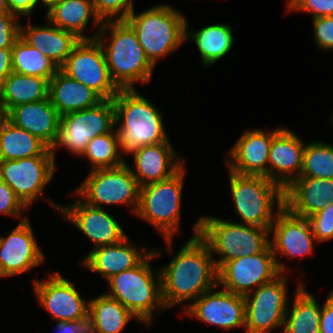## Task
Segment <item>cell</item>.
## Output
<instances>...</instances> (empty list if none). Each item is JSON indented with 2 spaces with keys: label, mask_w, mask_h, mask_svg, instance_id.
Listing matches in <instances>:
<instances>
[{
  "label": "cell",
  "mask_w": 333,
  "mask_h": 333,
  "mask_svg": "<svg viewBox=\"0 0 333 333\" xmlns=\"http://www.w3.org/2000/svg\"><path fill=\"white\" fill-rule=\"evenodd\" d=\"M200 218L194 235L169 264L160 268L161 293L165 308L195 301L204 292L218 287V269L209 245L199 236Z\"/></svg>",
  "instance_id": "1"
},
{
  "label": "cell",
  "mask_w": 333,
  "mask_h": 333,
  "mask_svg": "<svg viewBox=\"0 0 333 333\" xmlns=\"http://www.w3.org/2000/svg\"><path fill=\"white\" fill-rule=\"evenodd\" d=\"M108 30L111 41L104 43ZM96 39L103 48L111 78L120 89H133L134 83L151 80L154 65L125 20L103 22Z\"/></svg>",
  "instance_id": "2"
},
{
  "label": "cell",
  "mask_w": 333,
  "mask_h": 333,
  "mask_svg": "<svg viewBox=\"0 0 333 333\" xmlns=\"http://www.w3.org/2000/svg\"><path fill=\"white\" fill-rule=\"evenodd\" d=\"M112 101L115 125L122 123L116 130L122 155L131 154L146 145L170 142L162 113L135 88L120 89Z\"/></svg>",
  "instance_id": "3"
},
{
  "label": "cell",
  "mask_w": 333,
  "mask_h": 333,
  "mask_svg": "<svg viewBox=\"0 0 333 333\" xmlns=\"http://www.w3.org/2000/svg\"><path fill=\"white\" fill-rule=\"evenodd\" d=\"M160 251L152 249L137 266L107 280L111 292L106 295L118 300L137 321L147 326L152 323L154 310L166 309L162 300L160 271L153 273L149 263L162 254Z\"/></svg>",
  "instance_id": "4"
},
{
  "label": "cell",
  "mask_w": 333,
  "mask_h": 333,
  "mask_svg": "<svg viewBox=\"0 0 333 333\" xmlns=\"http://www.w3.org/2000/svg\"><path fill=\"white\" fill-rule=\"evenodd\" d=\"M125 21L135 31L154 66L159 58L174 52L186 42V18L169 5L159 4L138 14L133 11Z\"/></svg>",
  "instance_id": "5"
},
{
  "label": "cell",
  "mask_w": 333,
  "mask_h": 333,
  "mask_svg": "<svg viewBox=\"0 0 333 333\" xmlns=\"http://www.w3.org/2000/svg\"><path fill=\"white\" fill-rule=\"evenodd\" d=\"M270 228H261L218 217H201L199 236L209 245L211 253L220 254L214 260L217 269L225 262L262 253L269 245Z\"/></svg>",
  "instance_id": "6"
},
{
  "label": "cell",
  "mask_w": 333,
  "mask_h": 333,
  "mask_svg": "<svg viewBox=\"0 0 333 333\" xmlns=\"http://www.w3.org/2000/svg\"><path fill=\"white\" fill-rule=\"evenodd\" d=\"M229 182L241 224L270 228L277 215L273 214L275 201L278 208L284 206V190L263 175H241L230 170Z\"/></svg>",
  "instance_id": "7"
},
{
  "label": "cell",
  "mask_w": 333,
  "mask_h": 333,
  "mask_svg": "<svg viewBox=\"0 0 333 333\" xmlns=\"http://www.w3.org/2000/svg\"><path fill=\"white\" fill-rule=\"evenodd\" d=\"M184 174L185 168L182 167L170 178L143 185L139 190L135 214L164 235L170 252L173 251V235L179 231Z\"/></svg>",
  "instance_id": "8"
},
{
  "label": "cell",
  "mask_w": 333,
  "mask_h": 333,
  "mask_svg": "<svg viewBox=\"0 0 333 333\" xmlns=\"http://www.w3.org/2000/svg\"><path fill=\"white\" fill-rule=\"evenodd\" d=\"M140 186L127 162L115 168L90 170L86 180L74 194L86 204L101 208V204L129 205L136 213Z\"/></svg>",
  "instance_id": "9"
},
{
  "label": "cell",
  "mask_w": 333,
  "mask_h": 333,
  "mask_svg": "<svg viewBox=\"0 0 333 333\" xmlns=\"http://www.w3.org/2000/svg\"><path fill=\"white\" fill-rule=\"evenodd\" d=\"M115 126L112 99L102 100L93 107L61 116L58 137L51 148L54 159V152L61 146L81 156L93 138L111 132Z\"/></svg>",
  "instance_id": "10"
},
{
  "label": "cell",
  "mask_w": 333,
  "mask_h": 333,
  "mask_svg": "<svg viewBox=\"0 0 333 333\" xmlns=\"http://www.w3.org/2000/svg\"><path fill=\"white\" fill-rule=\"evenodd\" d=\"M59 69L103 100L113 99L120 90L111 78L103 48L96 38L81 39Z\"/></svg>",
  "instance_id": "11"
},
{
  "label": "cell",
  "mask_w": 333,
  "mask_h": 333,
  "mask_svg": "<svg viewBox=\"0 0 333 333\" xmlns=\"http://www.w3.org/2000/svg\"><path fill=\"white\" fill-rule=\"evenodd\" d=\"M286 276L282 273L274 280L256 288L254 294L244 296L246 304V333H268L283 327L287 313L288 293Z\"/></svg>",
  "instance_id": "12"
},
{
  "label": "cell",
  "mask_w": 333,
  "mask_h": 333,
  "mask_svg": "<svg viewBox=\"0 0 333 333\" xmlns=\"http://www.w3.org/2000/svg\"><path fill=\"white\" fill-rule=\"evenodd\" d=\"M281 274L272 248L269 245L262 253L239 257L223 263L218 268V286L231 293L246 296L252 286L274 280Z\"/></svg>",
  "instance_id": "13"
},
{
  "label": "cell",
  "mask_w": 333,
  "mask_h": 333,
  "mask_svg": "<svg viewBox=\"0 0 333 333\" xmlns=\"http://www.w3.org/2000/svg\"><path fill=\"white\" fill-rule=\"evenodd\" d=\"M55 168L53 155H38L19 160L0 161V178L29 208L50 183Z\"/></svg>",
  "instance_id": "14"
},
{
  "label": "cell",
  "mask_w": 333,
  "mask_h": 333,
  "mask_svg": "<svg viewBox=\"0 0 333 333\" xmlns=\"http://www.w3.org/2000/svg\"><path fill=\"white\" fill-rule=\"evenodd\" d=\"M34 291L39 304L58 322H88L89 302L58 272L47 281L34 280Z\"/></svg>",
  "instance_id": "15"
},
{
  "label": "cell",
  "mask_w": 333,
  "mask_h": 333,
  "mask_svg": "<svg viewBox=\"0 0 333 333\" xmlns=\"http://www.w3.org/2000/svg\"><path fill=\"white\" fill-rule=\"evenodd\" d=\"M270 234H273L270 246L281 273L286 270V267L277 259L279 253L287 257H302L313 252V242L316 238L309 219L294 215L285 206L278 208L275 220L270 227Z\"/></svg>",
  "instance_id": "16"
},
{
  "label": "cell",
  "mask_w": 333,
  "mask_h": 333,
  "mask_svg": "<svg viewBox=\"0 0 333 333\" xmlns=\"http://www.w3.org/2000/svg\"><path fill=\"white\" fill-rule=\"evenodd\" d=\"M204 292L189 305H185L186 313L198 320L230 330L246 323V304L244 296L227 290Z\"/></svg>",
  "instance_id": "17"
},
{
  "label": "cell",
  "mask_w": 333,
  "mask_h": 333,
  "mask_svg": "<svg viewBox=\"0 0 333 333\" xmlns=\"http://www.w3.org/2000/svg\"><path fill=\"white\" fill-rule=\"evenodd\" d=\"M50 204L63 213L64 219L75 224L96 245L94 248L113 245L127 237L118 221L103 207H92L82 199L70 206Z\"/></svg>",
  "instance_id": "18"
},
{
  "label": "cell",
  "mask_w": 333,
  "mask_h": 333,
  "mask_svg": "<svg viewBox=\"0 0 333 333\" xmlns=\"http://www.w3.org/2000/svg\"><path fill=\"white\" fill-rule=\"evenodd\" d=\"M29 222L24 217L9 236H0V277L29 272L43 262L44 255Z\"/></svg>",
  "instance_id": "19"
},
{
  "label": "cell",
  "mask_w": 333,
  "mask_h": 333,
  "mask_svg": "<svg viewBox=\"0 0 333 333\" xmlns=\"http://www.w3.org/2000/svg\"><path fill=\"white\" fill-rule=\"evenodd\" d=\"M281 129L277 127L268 133L261 129L244 132L228 153L231 157V161H226L228 170L241 175H263L268 178L270 145Z\"/></svg>",
  "instance_id": "20"
},
{
  "label": "cell",
  "mask_w": 333,
  "mask_h": 333,
  "mask_svg": "<svg viewBox=\"0 0 333 333\" xmlns=\"http://www.w3.org/2000/svg\"><path fill=\"white\" fill-rule=\"evenodd\" d=\"M305 145L298 135L288 128H282L271 142L268 178L283 190L300 177Z\"/></svg>",
  "instance_id": "21"
},
{
  "label": "cell",
  "mask_w": 333,
  "mask_h": 333,
  "mask_svg": "<svg viewBox=\"0 0 333 333\" xmlns=\"http://www.w3.org/2000/svg\"><path fill=\"white\" fill-rule=\"evenodd\" d=\"M5 117L15 126L35 135L48 148L57 140L61 115L49 98L20 104L11 108Z\"/></svg>",
  "instance_id": "22"
},
{
  "label": "cell",
  "mask_w": 333,
  "mask_h": 333,
  "mask_svg": "<svg viewBox=\"0 0 333 333\" xmlns=\"http://www.w3.org/2000/svg\"><path fill=\"white\" fill-rule=\"evenodd\" d=\"M333 204V179L300 176L284 190V206L294 215L309 218Z\"/></svg>",
  "instance_id": "23"
},
{
  "label": "cell",
  "mask_w": 333,
  "mask_h": 333,
  "mask_svg": "<svg viewBox=\"0 0 333 333\" xmlns=\"http://www.w3.org/2000/svg\"><path fill=\"white\" fill-rule=\"evenodd\" d=\"M136 172L132 173L138 185L158 182L170 178L183 166L171 142H162L141 147L133 151Z\"/></svg>",
  "instance_id": "24"
},
{
  "label": "cell",
  "mask_w": 333,
  "mask_h": 333,
  "mask_svg": "<svg viewBox=\"0 0 333 333\" xmlns=\"http://www.w3.org/2000/svg\"><path fill=\"white\" fill-rule=\"evenodd\" d=\"M150 252L145 248L139 251L127 236L119 243L92 249L82 265L101 274L107 281L113 275L137 266Z\"/></svg>",
  "instance_id": "25"
},
{
  "label": "cell",
  "mask_w": 333,
  "mask_h": 333,
  "mask_svg": "<svg viewBox=\"0 0 333 333\" xmlns=\"http://www.w3.org/2000/svg\"><path fill=\"white\" fill-rule=\"evenodd\" d=\"M50 25L43 27L20 25V37L31 47L39 50L60 68L81 40L72 32Z\"/></svg>",
  "instance_id": "26"
},
{
  "label": "cell",
  "mask_w": 333,
  "mask_h": 333,
  "mask_svg": "<svg viewBox=\"0 0 333 333\" xmlns=\"http://www.w3.org/2000/svg\"><path fill=\"white\" fill-rule=\"evenodd\" d=\"M49 99L61 116L93 107L103 100L91 88L68 77L60 69L50 79Z\"/></svg>",
  "instance_id": "27"
},
{
  "label": "cell",
  "mask_w": 333,
  "mask_h": 333,
  "mask_svg": "<svg viewBox=\"0 0 333 333\" xmlns=\"http://www.w3.org/2000/svg\"><path fill=\"white\" fill-rule=\"evenodd\" d=\"M90 17L93 26L98 27L92 37L84 36ZM46 19L60 29L72 32L79 39H95L103 22L94 11L92 0H61L48 9Z\"/></svg>",
  "instance_id": "28"
},
{
  "label": "cell",
  "mask_w": 333,
  "mask_h": 333,
  "mask_svg": "<svg viewBox=\"0 0 333 333\" xmlns=\"http://www.w3.org/2000/svg\"><path fill=\"white\" fill-rule=\"evenodd\" d=\"M49 82L13 71L0 86V110L6 114L14 106L49 98Z\"/></svg>",
  "instance_id": "29"
},
{
  "label": "cell",
  "mask_w": 333,
  "mask_h": 333,
  "mask_svg": "<svg viewBox=\"0 0 333 333\" xmlns=\"http://www.w3.org/2000/svg\"><path fill=\"white\" fill-rule=\"evenodd\" d=\"M53 155L35 135L15 126L6 117L0 123V161Z\"/></svg>",
  "instance_id": "30"
},
{
  "label": "cell",
  "mask_w": 333,
  "mask_h": 333,
  "mask_svg": "<svg viewBox=\"0 0 333 333\" xmlns=\"http://www.w3.org/2000/svg\"><path fill=\"white\" fill-rule=\"evenodd\" d=\"M89 302L88 324L92 333H120L134 317L118 300L106 294Z\"/></svg>",
  "instance_id": "31"
},
{
  "label": "cell",
  "mask_w": 333,
  "mask_h": 333,
  "mask_svg": "<svg viewBox=\"0 0 333 333\" xmlns=\"http://www.w3.org/2000/svg\"><path fill=\"white\" fill-rule=\"evenodd\" d=\"M188 28L186 22V40L191 38L196 43L205 66L223 58L233 47V30L229 24L208 25L195 33Z\"/></svg>",
  "instance_id": "32"
},
{
  "label": "cell",
  "mask_w": 333,
  "mask_h": 333,
  "mask_svg": "<svg viewBox=\"0 0 333 333\" xmlns=\"http://www.w3.org/2000/svg\"><path fill=\"white\" fill-rule=\"evenodd\" d=\"M297 288L291 314L289 318L286 315L281 333H320L319 322L322 308L302 283Z\"/></svg>",
  "instance_id": "33"
},
{
  "label": "cell",
  "mask_w": 333,
  "mask_h": 333,
  "mask_svg": "<svg viewBox=\"0 0 333 333\" xmlns=\"http://www.w3.org/2000/svg\"><path fill=\"white\" fill-rule=\"evenodd\" d=\"M12 68L15 73L51 79L58 66L39 50L19 37L12 48Z\"/></svg>",
  "instance_id": "34"
},
{
  "label": "cell",
  "mask_w": 333,
  "mask_h": 333,
  "mask_svg": "<svg viewBox=\"0 0 333 333\" xmlns=\"http://www.w3.org/2000/svg\"><path fill=\"white\" fill-rule=\"evenodd\" d=\"M119 150V135L116 130H112L93 138L81 156L90 160L91 170L115 168L126 162Z\"/></svg>",
  "instance_id": "35"
},
{
  "label": "cell",
  "mask_w": 333,
  "mask_h": 333,
  "mask_svg": "<svg viewBox=\"0 0 333 333\" xmlns=\"http://www.w3.org/2000/svg\"><path fill=\"white\" fill-rule=\"evenodd\" d=\"M300 176L333 179V145L320 141L306 144Z\"/></svg>",
  "instance_id": "36"
},
{
  "label": "cell",
  "mask_w": 333,
  "mask_h": 333,
  "mask_svg": "<svg viewBox=\"0 0 333 333\" xmlns=\"http://www.w3.org/2000/svg\"><path fill=\"white\" fill-rule=\"evenodd\" d=\"M92 3L102 22L125 20L134 11L133 0H92Z\"/></svg>",
  "instance_id": "37"
},
{
  "label": "cell",
  "mask_w": 333,
  "mask_h": 333,
  "mask_svg": "<svg viewBox=\"0 0 333 333\" xmlns=\"http://www.w3.org/2000/svg\"><path fill=\"white\" fill-rule=\"evenodd\" d=\"M309 221L317 242H324L333 238V204L310 216Z\"/></svg>",
  "instance_id": "38"
},
{
  "label": "cell",
  "mask_w": 333,
  "mask_h": 333,
  "mask_svg": "<svg viewBox=\"0 0 333 333\" xmlns=\"http://www.w3.org/2000/svg\"><path fill=\"white\" fill-rule=\"evenodd\" d=\"M288 11L310 12L313 18L333 16V0H288Z\"/></svg>",
  "instance_id": "39"
},
{
  "label": "cell",
  "mask_w": 333,
  "mask_h": 333,
  "mask_svg": "<svg viewBox=\"0 0 333 333\" xmlns=\"http://www.w3.org/2000/svg\"><path fill=\"white\" fill-rule=\"evenodd\" d=\"M18 17L12 13L0 15V49L13 48L20 37Z\"/></svg>",
  "instance_id": "40"
},
{
  "label": "cell",
  "mask_w": 333,
  "mask_h": 333,
  "mask_svg": "<svg viewBox=\"0 0 333 333\" xmlns=\"http://www.w3.org/2000/svg\"><path fill=\"white\" fill-rule=\"evenodd\" d=\"M26 208L13 189L0 178V213L20 217L21 210Z\"/></svg>",
  "instance_id": "41"
},
{
  "label": "cell",
  "mask_w": 333,
  "mask_h": 333,
  "mask_svg": "<svg viewBox=\"0 0 333 333\" xmlns=\"http://www.w3.org/2000/svg\"><path fill=\"white\" fill-rule=\"evenodd\" d=\"M312 19L318 47L322 50H333V16Z\"/></svg>",
  "instance_id": "42"
},
{
  "label": "cell",
  "mask_w": 333,
  "mask_h": 333,
  "mask_svg": "<svg viewBox=\"0 0 333 333\" xmlns=\"http://www.w3.org/2000/svg\"><path fill=\"white\" fill-rule=\"evenodd\" d=\"M320 315V333H333V297L329 294L325 299Z\"/></svg>",
  "instance_id": "43"
},
{
  "label": "cell",
  "mask_w": 333,
  "mask_h": 333,
  "mask_svg": "<svg viewBox=\"0 0 333 333\" xmlns=\"http://www.w3.org/2000/svg\"><path fill=\"white\" fill-rule=\"evenodd\" d=\"M40 0H7L10 13L16 16H27L32 13Z\"/></svg>",
  "instance_id": "44"
},
{
  "label": "cell",
  "mask_w": 333,
  "mask_h": 333,
  "mask_svg": "<svg viewBox=\"0 0 333 333\" xmlns=\"http://www.w3.org/2000/svg\"><path fill=\"white\" fill-rule=\"evenodd\" d=\"M12 72V48H2L0 49V86Z\"/></svg>",
  "instance_id": "45"
},
{
  "label": "cell",
  "mask_w": 333,
  "mask_h": 333,
  "mask_svg": "<svg viewBox=\"0 0 333 333\" xmlns=\"http://www.w3.org/2000/svg\"><path fill=\"white\" fill-rule=\"evenodd\" d=\"M57 329L58 333H92L88 322H58Z\"/></svg>",
  "instance_id": "46"
},
{
  "label": "cell",
  "mask_w": 333,
  "mask_h": 333,
  "mask_svg": "<svg viewBox=\"0 0 333 333\" xmlns=\"http://www.w3.org/2000/svg\"><path fill=\"white\" fill-rule=\"evenodd\" d=\"M10 13L7 5V0H0V15Z\"/></svg>",
  "instance_id": "47"
},
{
  "label": "cell",
  "mask_w": 333,
  "mask_h": 333,
  "mask_svg": "<svg viewBox=\"0 0 333 333\" xmlns=\"http://www.w3.org/2000/svg\"><path fill=\"white\" fill-rule=\"evenodd\" d=\"M45 8H51L55 3L60 2L61 0H41Z\"/></svg>",
  "instance_id": "48"
},
{
  "label": "cell",
  "mask_w": 333,
  "mask_h": 333,
  "mask_svg": "<svg viewBox=\"0 0 333 333\" xmlns=\"http://www.w3.org/2000/svg\"><path fill=\"white\" fill-rule=\"evenodd\" d=\"M4 117H5V114L0 110V123L2 122Z\"/></svg>",
  "instance_id": "49"
},
{
  "label": "cell",
  "mask_w": 333,
  "mask_h": 333,
  "mask_svg": "<svg viewBox=\"0 0 333 333\" xmlns=\"http://www.w3.org/2000/svg\"><path fill=\"white\" fill-rule=\"evenodd\" d=\"M329 294L333 297V290H331V292Z\"/></svg>",
  "instance_id": "50"
}]
</instances>
